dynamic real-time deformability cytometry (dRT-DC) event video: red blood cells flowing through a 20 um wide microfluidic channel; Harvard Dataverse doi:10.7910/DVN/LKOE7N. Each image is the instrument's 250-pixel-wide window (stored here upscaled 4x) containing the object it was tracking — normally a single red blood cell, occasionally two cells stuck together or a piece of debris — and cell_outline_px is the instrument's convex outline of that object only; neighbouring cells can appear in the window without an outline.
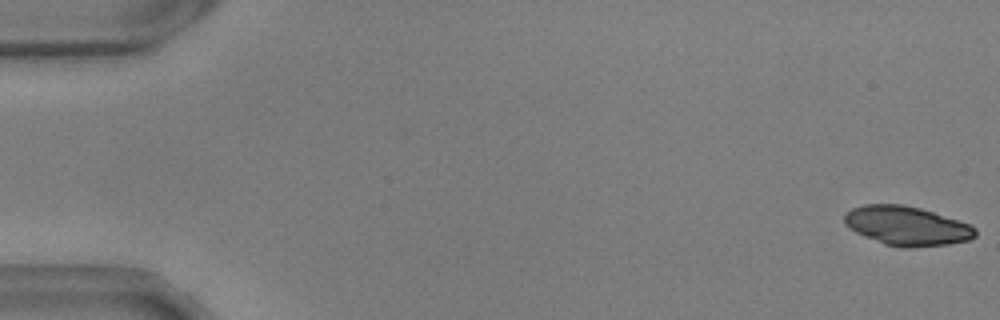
{"species": "common noctule bat (a hibernating species)", "species_latin": "Nyctalus noctula", "temperature_condition": "warm", "stored_images_in_passage": 55, "camera_frame_rate_fps": 3000, "um_per_image_px": 0.085, "animal": {"sex": "male", "body_mass_g": 17.9, "forearm_length_mm": 54.2}, "frame": {"image": 1, "passage_image": 1, "time_ms": 0.0, "image_size_px": [1000, 320], "cell_outline_px": [[976, 236], [968, 240], [948, 244], [912, 248], [904, 248], [884, 244], [856, 232], [848, 228], [844, 224], [844, 212], [852, 208], [864, 204], [904, 204], [920, 208], [968, 224], [976, 228]], "centroid_in_image_um": [77.03, 19.2], "position_along_channel_um": 8.0, "area_um2": 29.82}}
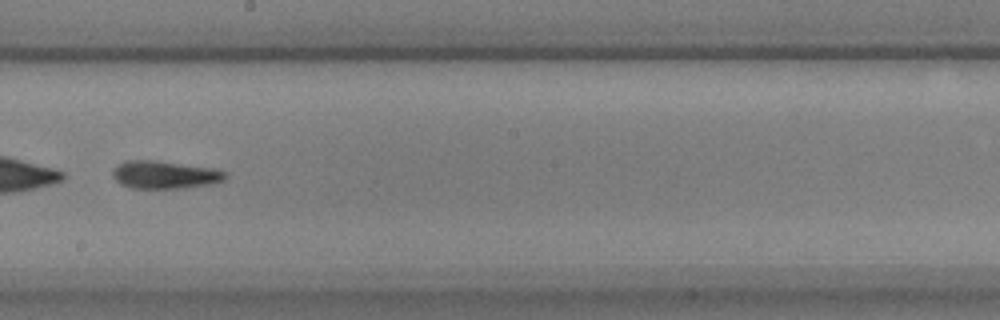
{"frame": {"image": 2, "passage_image": 32, "time_ms": 10.333, "image_size_px": [1000, 320], "cell_outline_px": [[228, 176], [224, 180], [212, 184], [184, 188], [128, 188], [120, 184], [112, 176], [112, 172], [116, 164], [128, 160], [156, 160], [212, 168], [228, 172]], "centroid_in_image_um": [14.0, 14.85], "position_along_channel_um": 234.2, "area_um2": 18.5}, "authors_computed_cell_mechanics": {"area_um2": 20.1144, "velocity_mm_per_s": 3.6684, "shape_relaxation_time_tau1_ms": 7.5454, "shape_relaxation_time_tau2_ms": 4.7728, "deformation_change_tau1": 0.2427, "deformation_change_tau2": 0.1581}}